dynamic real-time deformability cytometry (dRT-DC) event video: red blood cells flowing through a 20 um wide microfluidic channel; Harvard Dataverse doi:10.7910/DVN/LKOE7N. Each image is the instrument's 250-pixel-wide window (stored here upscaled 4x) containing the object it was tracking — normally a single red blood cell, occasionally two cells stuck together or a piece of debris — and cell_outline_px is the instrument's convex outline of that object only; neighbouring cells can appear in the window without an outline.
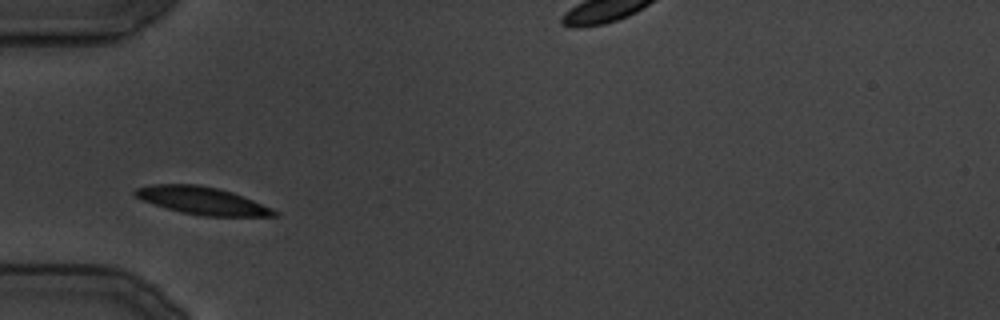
{"species": "common noctule bat (a hibernating species)", "species_latin": "Nyctalus noctula", "temperature_condition": "cold", "stored_images_in_passage": 26, "camera_frame_rate_fps": 3000, "um_per_image_px": 0.085, "animal": {"sex": "male", "body_mass_g": 19.5, "forearm_length_mm": 54.6}, "frame": {"image": 1, "passage_image": 1, "time_ms": 0.0, "image_size_px": [1000, 320], "cell_outline_px": [[280, 216], [204, 216], [184, 212], [168, 208], [144, 200], [136, 196], [132, 192], [136, 188], [148, 184], [196, 184], [216, 188], [232, 192], [272, 208], [280, 212]], "centroid_in_image_um": [17.22, 17.05], "position_along_channel_um": 67.8, "area_um2": 22.02}}
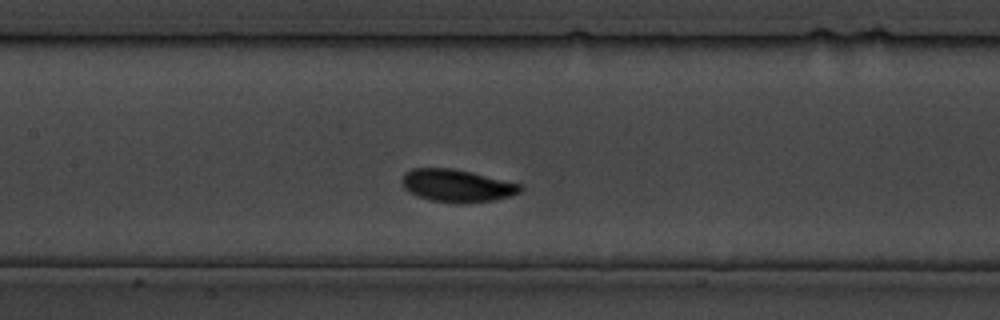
{"frame": {"image": 2, "passage_image": 7, "time_ms": 6.667, "image_size_px": [1000, 320], "cell_outline_px": [[524, 188], [520, 192], [512, 196], [492, 200], [432, 200], [420, 196], [404, 188], [400, 180], [404, 172], [412, 168], [452, 168], [472, 172], [520, 184]], "centroid_in_image_um": [38.82, 15.72], "position_along_channel_um": 168.6, "area_um2": 21.56}}
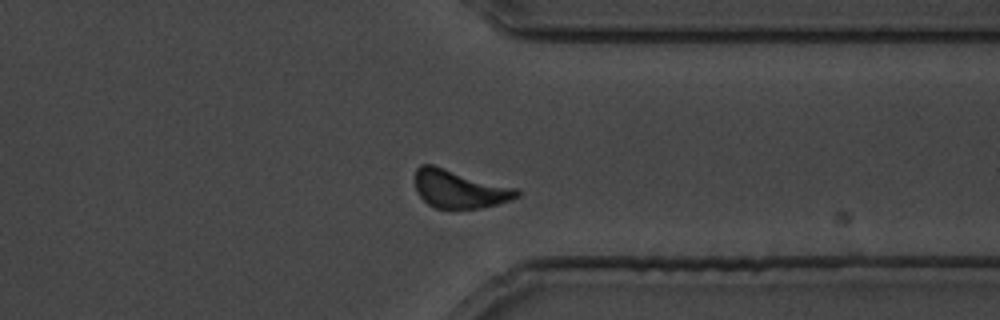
{"frame": {"image": 3, "passage_image": 18, "time_ms": 20.0, "image_size_px": [1000, 320], "cell_outline_px": [[520, 196], [496, 204], [480, 208], [436, 208], [428, 204], [416, 192], [416, 168], [420, 164], [432, 164], [516, 188], [520, 192]], "centroid_in_image_um": [39.03, 16.05], "position_along_channel_um": 372.4, "area_um2": 22.37}}